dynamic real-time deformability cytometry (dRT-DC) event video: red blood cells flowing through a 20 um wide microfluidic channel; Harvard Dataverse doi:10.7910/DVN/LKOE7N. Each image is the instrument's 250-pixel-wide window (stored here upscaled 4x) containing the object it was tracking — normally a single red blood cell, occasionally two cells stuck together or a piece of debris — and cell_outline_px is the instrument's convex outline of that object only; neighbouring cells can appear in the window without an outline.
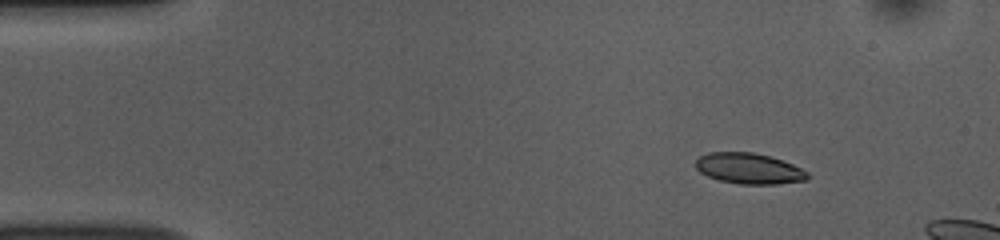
{"species": "common noctule bat (a hibernating species)", "species_latin": "Nyctalus noctula", "temperature_condition": "room temperature", "stored_images_in_passage": 13, "camera_frame_rate_fps": 3000, "um_per_image_px": 0.085, "animal": {"sex": "female", "body_mass_g": 10.0, "forearm_length_mm": 53.1}, "frame": {"image": 1, "passage_image": 6, "time_ms": 1.667, "image_size_px": [1000, 240], "cell_outline_px": [[808, 180], [776, 184], [740, 184], [720, 180], [708, 176], [700, 172], [692, 164], [700, 156], [708, 152], [752, 152], [768, 156], [792, 164], [808, 172]], "centroid_in_image_um": [63.63, 14.32], "position_along_channel_um": 21.4, "area_um2": 20.0}}